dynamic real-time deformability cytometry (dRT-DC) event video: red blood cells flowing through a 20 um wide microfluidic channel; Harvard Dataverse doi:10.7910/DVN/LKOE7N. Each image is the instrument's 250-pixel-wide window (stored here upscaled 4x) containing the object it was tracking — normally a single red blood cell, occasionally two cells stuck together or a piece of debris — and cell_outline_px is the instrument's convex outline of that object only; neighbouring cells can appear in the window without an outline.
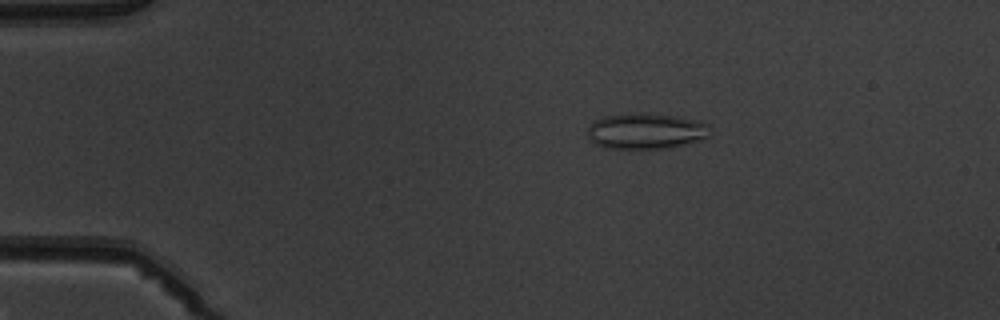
{"species": "common noctule bat (a hibernating species)", "species_latin": "Nyctalus noctula", "temperature_condition": "warm", "stored_images_in_passage": 5, "camera_frame_rate_fps": 3000, "um_per_image_px": 0.085, "animal": {"sex": "male", "body_mass_g": 19.5, "forearm_length_mm": 54.6}, "frame": {"image": 1, "passage_image": 2, "time_ms": 1.333, "image_size_px": [1000, 320], "cell_outline_px": [[708, 136], [704, 140], [668, 148], [604, 148], [596, 144], [588, 136], [588, 128], [596, 120], [604, 116], [636, 112], [640, 112], [672, 116], [700, 120], [708, 124]], "centroid_in_image_um": [54.93, 11.14], "position_along_channel_um": 30.1, "area_um2": 25.55}}
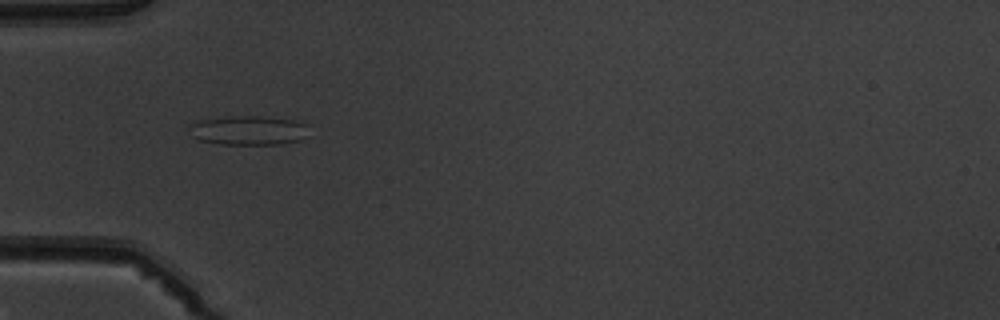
{"frame": {"image": 2, "passage_image": 4, "time_ms": 3.667, "image_size_px": [1000, 320], "cell_outline_px": [[312, 124], [308, 136], [300, 140], [276, 144], [220, 144], [200, 140], [192, 136], [188, 128], [188, 124], [200, 120], [232, 116], [260, 116], [292, 120]], "centroid_in_image_um": [21.17, 11.07], "position_along_channel_um": 63.8, "area_um2": 20.69}}
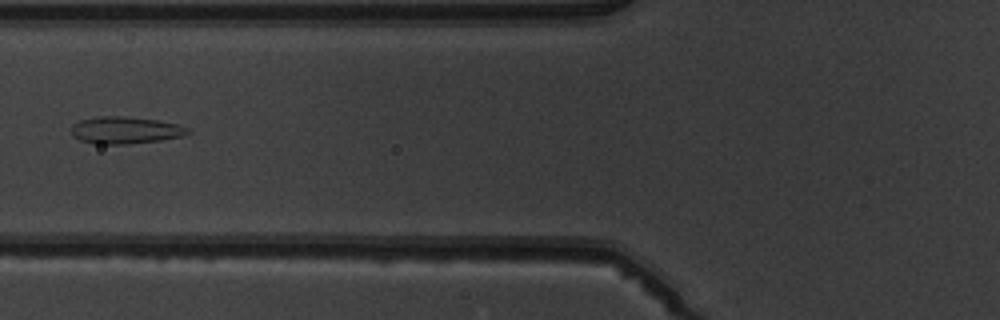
{"frame": {"image": 3, "passage_image": 5, "time_ms": 5.0, "image_size_px": [1000, 320], "cell_outline_px": [[192, 132], [184, 136], [160, 140], [124, 144], [96, 144], [80, 140], [72, 136], [72, 124], [80, 120], [100, 116], [124, 116], [156, 120], [180, 124], [188, 128]], "centroid_in_image_um": [10.67, 11.06], "position_along_channel_um": 115.1, "area_um2": 18.44}}